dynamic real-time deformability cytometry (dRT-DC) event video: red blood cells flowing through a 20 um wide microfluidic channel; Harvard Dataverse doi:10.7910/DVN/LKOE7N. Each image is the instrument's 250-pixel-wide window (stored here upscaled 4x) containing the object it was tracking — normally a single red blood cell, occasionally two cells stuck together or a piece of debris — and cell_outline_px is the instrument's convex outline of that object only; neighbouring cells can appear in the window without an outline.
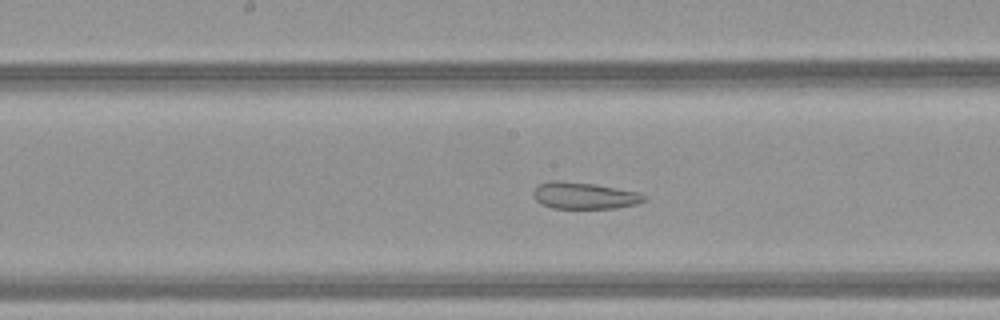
{"species": "common noctule bat (a hibernating species)", "species_latin": "Nyctalus noctula", "temperature_condition": "warm", "stored_images_in_passage": 50, "camera_frame_rate_fps": 3000, "um_per_image_px": 0.085, "animal": {"sex": "female", "body_mass_g": 21.9}, "frame": {"image": 1, "passage_image": 27, "time_ms": 8.667, "image_size_px": [1000, 320], "cell_outline_px": [[644, 200], [636, 204], [616, 208], [552, 208], [540, 204], [532, 196], [532, 192], [540, 184], [552, 180], [556, 180], [592, 184], [640, 192], [644, 196]], "centroid_in_image_um": [49.62, 16.63], "position_along_channel_um": 198.6, "area_um2": 17.05}}
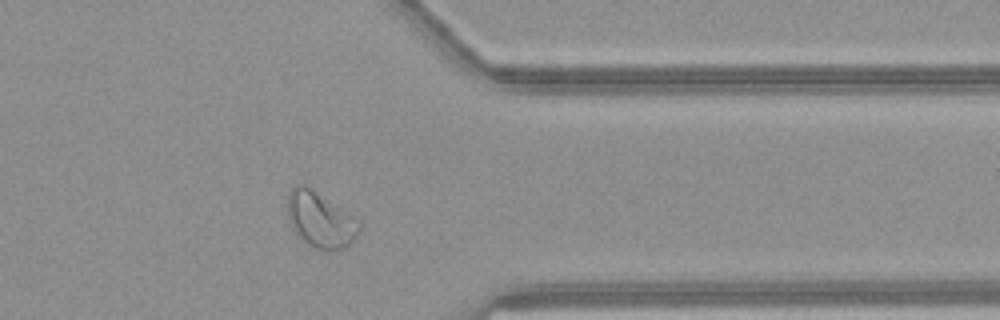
{"frame": {"image": 2, "passage_image": 41, "time_ms": 13.333, "image_size_px": [1000, 320], "cell_outline_px": [[360, 232], [344, 248], [332, 252], [324, 252], [308, 244], [296, 236], [288, 220], [288, 192], [296, 184], [308, 184], [352, 216], [360, 224]], "centroid_in_image_um": [27.19, 18.68], "position_along_channel_um": 384.2, "area_um2": 23.52}}
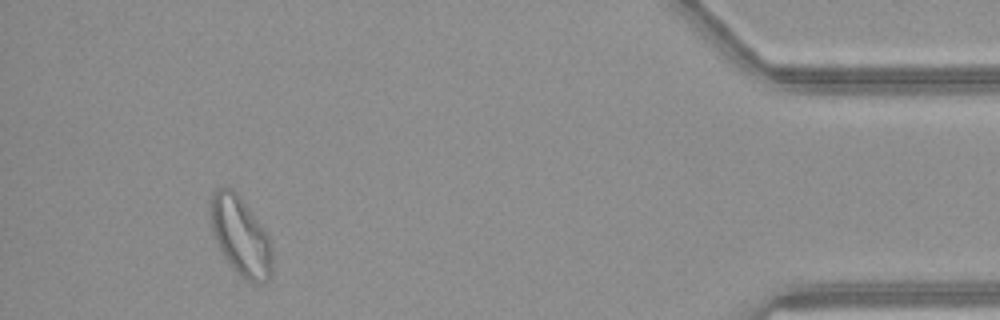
{"frame": {"image": 3, "passage_image": 47, "time_ms": 15.333, "image_size_px": [1000, 320], "cell_outline_px": [[272, 272], [264, 280], [256, 284], [252, 284], [240, 276], [228, 260], [220, 248], [216, 240], [208, 216], [208, 208], [212, 192], [216, 188], [232, 188], [236, 192], [268, 232], [272, 248]], "centroid_in_image_um": [20.44, 20.03], "position_along_channel_um": 414.8, "area_um2": 28.44}, "authors_computed_cell_mechanics": {"area_um2": 26.01, "velocity_mm_per_s": 4.135, "shape_relaxation_time_tau1_ms": null, "shape_relaxation_time_tau2_ms": 1.5109, "deformation_change_tau1": null, "deformation_change_tau2": 0.093}}